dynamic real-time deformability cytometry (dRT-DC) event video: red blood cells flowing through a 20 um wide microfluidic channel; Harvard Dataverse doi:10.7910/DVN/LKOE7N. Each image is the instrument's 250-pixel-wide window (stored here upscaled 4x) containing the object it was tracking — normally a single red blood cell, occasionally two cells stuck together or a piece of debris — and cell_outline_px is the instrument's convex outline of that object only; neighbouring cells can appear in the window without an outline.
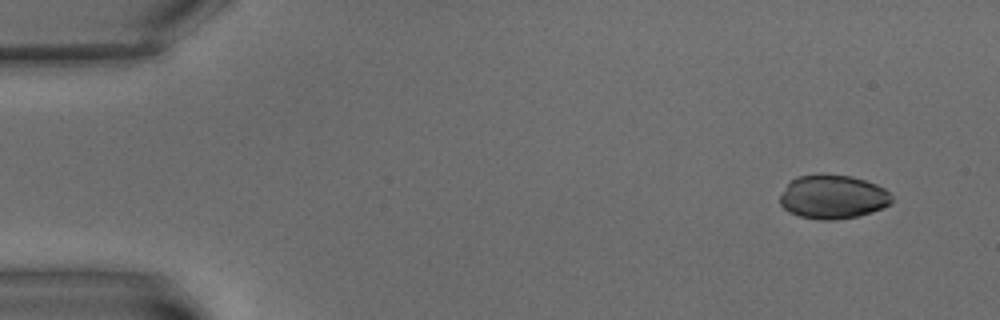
{"species": "common noctule bat (a hibernating species)", "species_latin": "Nyctalus noctula", "temperature_condition": "warm", "stored_images_in_passage": 9, "camera_frame_rate_fps": 3000, "um_per_image_px": 0.085, "animal": {"sex": "male", "body_mass_g": 15.6}, "frame": {"image": 1, "passage_image": 1, "time_ms": 0.0, "image_size_px": [1000, 320], "cell_outline_px": [[892, 204], [872, 212], [860, 216], [836, 220], [820, 220], [800, 216], [788, 212], [780, 204], [780, 196], [788, 184], [796, 176], [820, 172], [852, 176], [876, 184], [884, 188], [892, 196]], "centroid_in_image_um": [70.8, 16.72], "position_along_channel_um": 14.2, "area_um2": 29.07}}
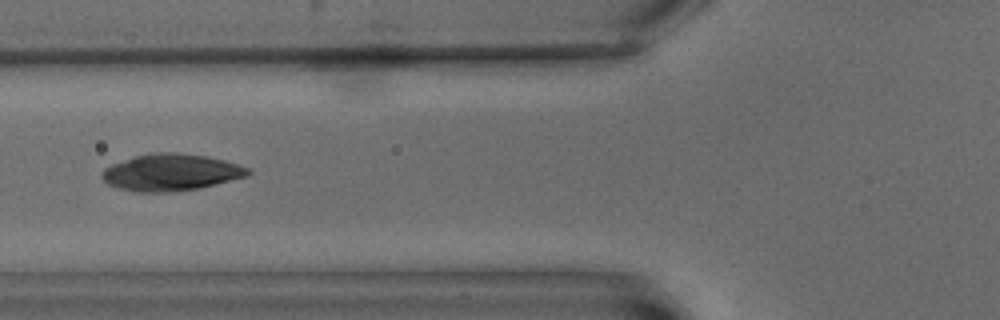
{"frame": {"image": 2, "passage_image": 6, "time_ms": 7.0, "image_size_px": [1000, 320], "cell_outline_px": [[252, 172], [248, 176], [216, 184], [196, 188], [168, 192], [140, 192], [120, 188], [108, 184], [100, 176], [100, 172], [104, 168], [112, 164], [136, 156], [152, 152], [176, 152], [208, 156], [224, 160], [248, 168]], "centroid_in_image_um": [14.52, 14.64], "position_along_channel_um": 111.3, "area_um2": 31.15}}
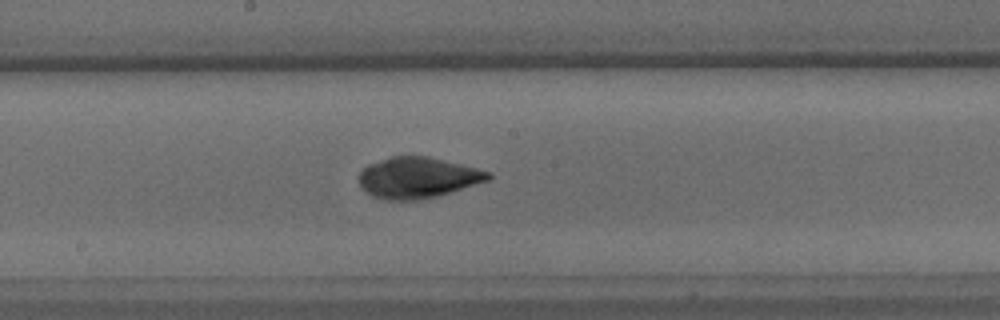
{"frame": {"image": 3, "passage_image": 9, "time_ms": 10.333, "image_size_px": [1000, 320], "cell_outline_px": [[492, 176], [488, 180], [436, 196], [420, 200], [384, 200], [372, 196], [360, 188], [360, 172], [368, 164], [392, 156], [428, 156], [492, 172]], "centroid_in_image_um": [35.47, 15.1], "position_along_channel_um": 212.7, "area_um2": 30.63}}